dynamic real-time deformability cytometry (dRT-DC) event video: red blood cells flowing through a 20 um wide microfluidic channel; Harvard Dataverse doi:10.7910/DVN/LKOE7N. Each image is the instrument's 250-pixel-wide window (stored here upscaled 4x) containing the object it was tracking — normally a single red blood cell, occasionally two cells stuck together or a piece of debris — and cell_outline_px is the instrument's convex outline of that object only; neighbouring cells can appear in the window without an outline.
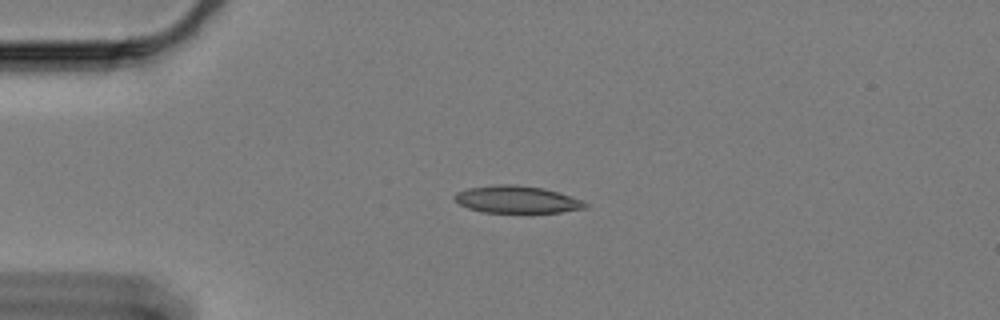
{"species": "Egyptian fruit bat (a non-hibernating species)", "species_latin": "Rousettus aegyptiacus", "temperature_condition": "cold", "stored_images_in_passage": 47, "camera_frame_rate_fps": 3000, "um_per_image_px": 0.085, "animal": {"sex": "female"}, "frame": {"image": 1, "passage_image": 1, "time_ms": 0.0, "image_size_px": [1000, 320], "cell_outline_px": [[588, 208], [560, 212], [480, 212], [468, 208], [460, 204], [452, 196], [456, 192], [468, 188], [500, 184], [516, 184], [540, 188], [556, 192], [580, 200], [588, 204]], "centroid_in_image_um": [43.88, 16.96], "position_along_channel_um": 41.1, "area_um2": 20.46}}
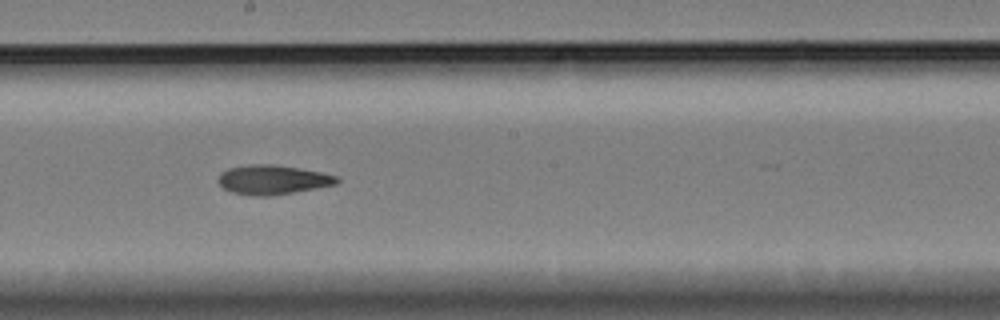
{"frame": {"image": 2, "passage_image": 20, "time_ms": 6.333, "image_size_px": [1000, 320], "cell_outline_px": [[340, 180], [336, 184], [316, 188], [272, 196], [252, 196], [232, 192], [224, 188], [216, 180], [220, 172], [228, 168], [252, 164], [272, 164], [320, 172], [336, 176]], "centroid_in_image_um": [23.13, 15.28], "position_along_channel_um": 225.1, "area_um2": 20.23}}
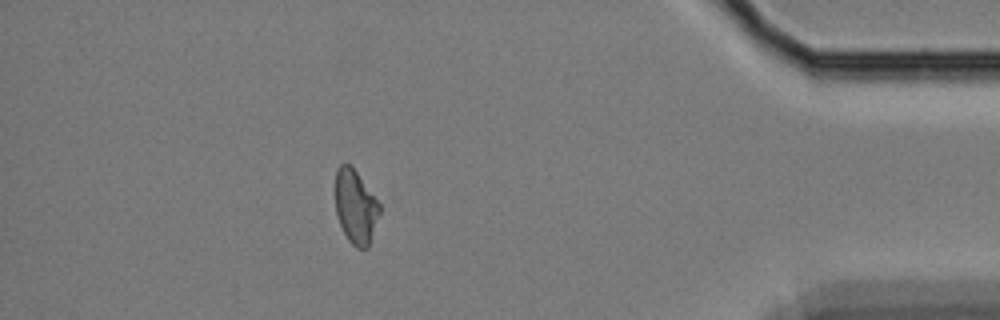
{"frame": {"image": 3, "passage_image": 40, "time_ms": 13.0, "image_size_px": [1000, 320], "cell_outline_px": [[380, 212], [368, 248], [356, 248], [348, 240], [336, 216], [336, 168], [340, 164], [352, 164], [380, 204]], "centroid_in_image_um": [30.22, 17.55], "position_along_channel_um": 405.0, "area_um2": 19.07}, "authors_computed_cell_mechanics": {"area_um2": 20.23, "velocity_mm_per_s": 3.3312, "shape_relaxation_time_tau1_ms": null, "shape_relaxation_time_tau2_ms": 7.7771, "deformation_change_tau1": null, "deformation_change_tau2": 0.1378}}